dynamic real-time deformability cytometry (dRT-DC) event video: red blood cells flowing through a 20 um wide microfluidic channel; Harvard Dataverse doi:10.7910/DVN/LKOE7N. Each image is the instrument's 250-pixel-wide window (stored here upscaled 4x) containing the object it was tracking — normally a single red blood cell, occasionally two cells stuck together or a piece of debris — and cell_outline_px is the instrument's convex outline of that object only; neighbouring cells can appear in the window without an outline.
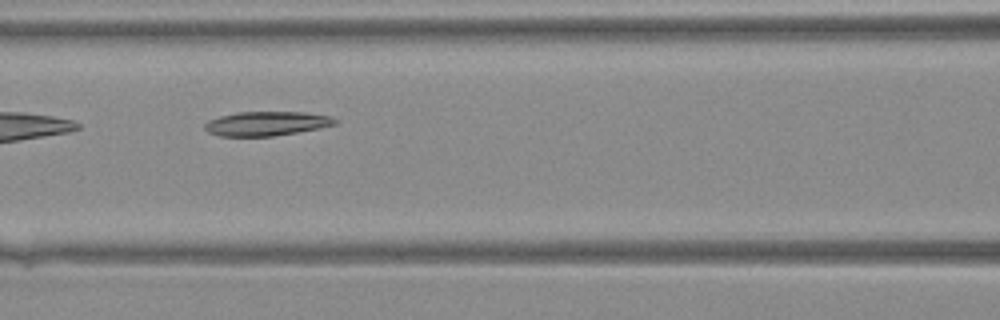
{"species": "Egyptian fruit bat (a non-hibernating species)", "species_latin": "Rousettus aegyptiacus", "temperature_condition": "warm", "stored_images_in_passage": 15, "camera_frame_rate_fps": 3000, "um_per_image_px": 0.085, "animal": {"sex": "female"}, "frame": {"image": 1, "passage_image": 6, "time_ms": 1.667, "image_size_px": [1000, 320], "cell_outline_px": [[336, 124], [320, 128], [272, 136], [220, 136], [208, 132], [204, 128], [204, 124], [208, 120], [220, 116], [240, 112], [304, 112], [328, 116], [336, 120]], "centroid_in_image_um": [22.61, 10.5], "position_along_channel_um": 144.0, "area_um2": 18.21}}
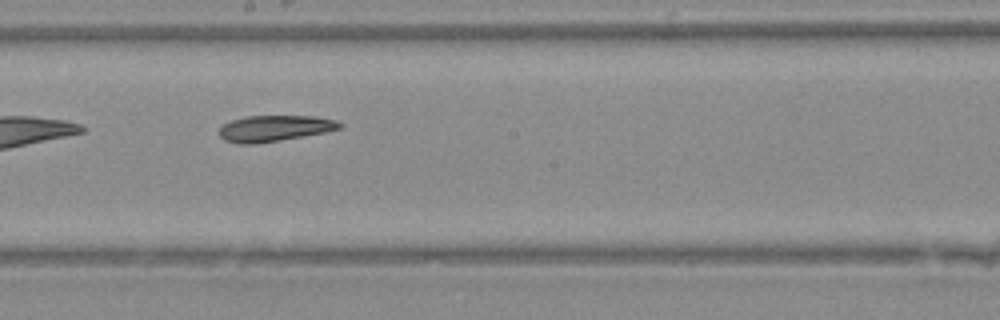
{"frame": {"image": 2, "passage_image": 11, "time_ms": 3.333, "image_size_px": [1000, 320], "cell_outline_px": [[344, 124], [340, 128], [324, 132], [276, 140], [248, 144], [240, 144], [224, 140], [220, 136], [220, 128], [224, 124], [232, 120], [248, 116], [316, 116], [336, 120]], "centroid_in_image_um": [23.34, 10.89], "position_along_channel_um": 224.9, "area_um2": 17.86}}